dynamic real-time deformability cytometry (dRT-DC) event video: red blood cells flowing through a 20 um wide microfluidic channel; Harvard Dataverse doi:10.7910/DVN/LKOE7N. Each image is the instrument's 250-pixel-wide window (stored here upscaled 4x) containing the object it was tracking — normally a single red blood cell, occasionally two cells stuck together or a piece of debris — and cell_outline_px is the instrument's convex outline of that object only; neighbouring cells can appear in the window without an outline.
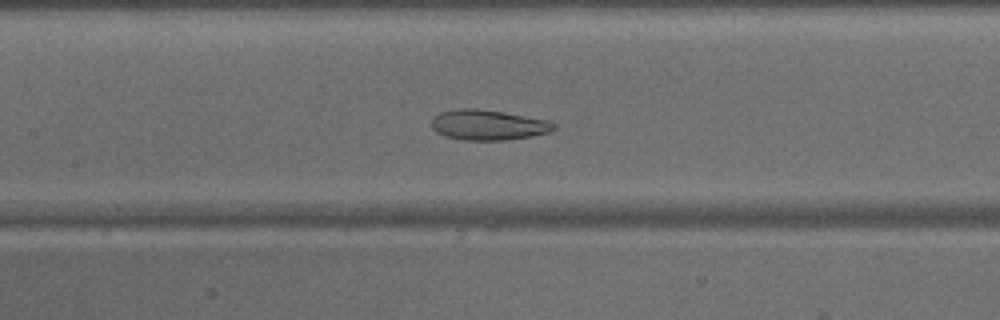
{"species": "common noctule bat (a hibernating species)", "species_latin": "Nyctalus noctula", "temperature_condition": "warm", "stored_images_in_passage": 48, "camera_frame_rate_fps": 3000, "um_per_image_px": 0.085, "animal": {"sex": "male", "body_mass_g": 15.6}, "frame": {"image": 1, "passage_image": 22, "time_ms": 7.0, "image_size_px": [1000, 320], "cell_outline_px": [[556, 128], [548, 132], [532, 136], [508, 140], [464, 140], [444, 136], [436, 132], [432, 128], [432, 120], [440, 112], [456, 108], [476, 108], [548, 120], [556, 124]], "centroid_in_image_um": [41.48, 10.62], "position_along_channel_um": 165.9, "area_um2": 21.5}}
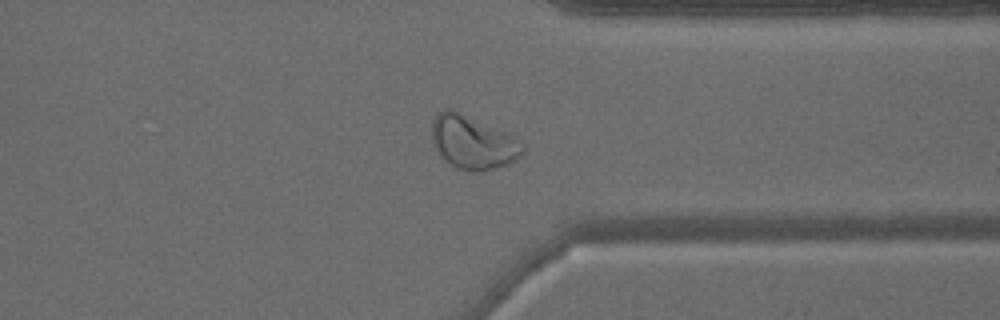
{"frame": {"image": 2, "passage_image": 37, "time_ms": 12.0, "image_size_px": [1000, 320], "cell_outline_px": [[524, 152], [520, 156], [508, 164], [484, 172], [472, 172], [456, 168], [444, 160], [436, 148], [432, 140], [432, 120], [444, 108], [448, 108], [508, 132], [520, 140], [524, 144]], "centroid_in_image_um": [40.22, 12.12], "position_along_channel_um": 371.2, "area_um2": 28.38}}
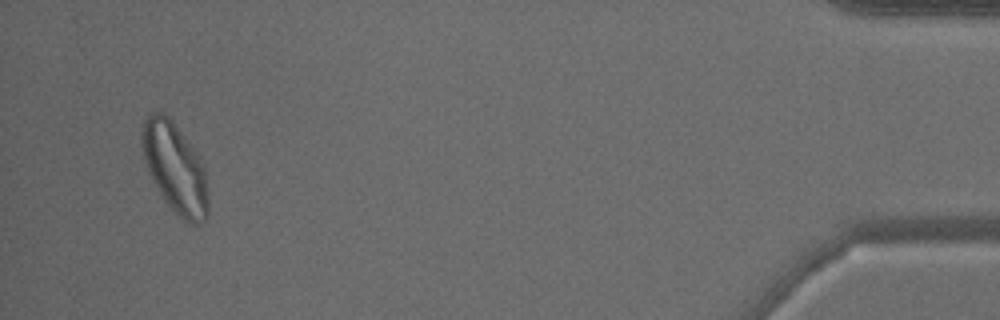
{"frame": {"image": 3, "passage_image": 46, "time_ms": 15.0, "image_size_px": [1000, 320], "cell_outline_px": [[208, 216], [200, 224], [188, 224], [164, 200], [152, 180], [144, 160], [140, 136], [144, 120], [148, 112], [164, 112], [172, 120], [196, 152], [204, 168], [208, 192]], "centroid_in_image_um": [14.86, 14.26], "position_along_channel_um": 420.3, "area_um2": 34.74}}